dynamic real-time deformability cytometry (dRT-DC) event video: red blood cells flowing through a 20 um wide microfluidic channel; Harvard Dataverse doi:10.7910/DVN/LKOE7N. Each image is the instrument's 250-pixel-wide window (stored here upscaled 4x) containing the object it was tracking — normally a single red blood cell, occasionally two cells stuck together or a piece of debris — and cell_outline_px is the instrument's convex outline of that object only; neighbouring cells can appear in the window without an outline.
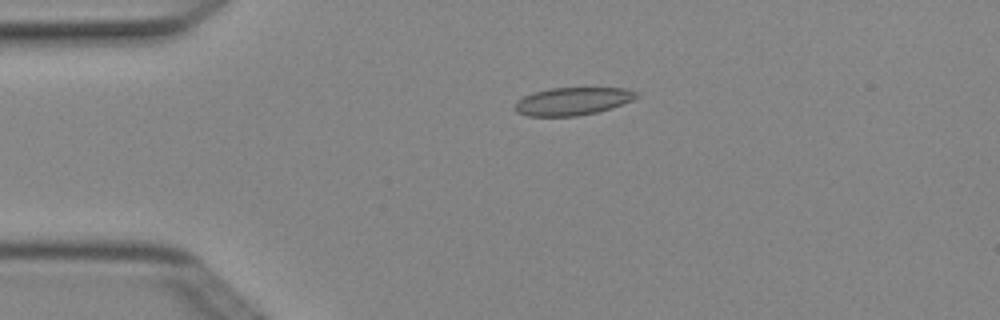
{"species": "Egyptian fruit bat (a non-hibernating species)", "species_latin": "Rousettus aegyptiacus", "temperature_condition": "cold", "stored_images_in_passage": 2, "camera_frame_rate_fps": 3000, "um_per_image_px": 0.085, "animal": {"sex": "female"}, "frame": {"image": 1, "passage_image": 1, "time_ms": 0.0, "image_size_px": [1000, 320], "cell_outline_px": [[640, 96], [632, 100], [596, 112], [576, 116], [528, 116], [516, 112], [512, 108], [516, 100], [532, 92], [552, 88], [628, 88], [636, 92]], "centroid_in_image_um": [48.6, 8.6], "position_along_channel_um": 36.4, "area_um2": 19.65}}